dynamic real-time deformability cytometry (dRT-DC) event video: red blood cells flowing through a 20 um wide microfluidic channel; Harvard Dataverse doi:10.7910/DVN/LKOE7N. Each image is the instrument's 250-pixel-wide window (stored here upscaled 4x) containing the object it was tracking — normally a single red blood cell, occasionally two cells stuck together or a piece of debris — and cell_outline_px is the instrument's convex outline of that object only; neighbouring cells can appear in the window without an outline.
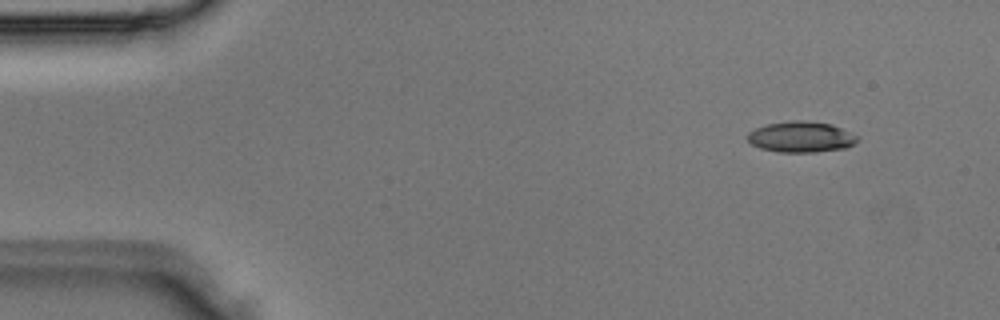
{"species": "Egyptian fruit bat (a non-hibernating species)", "species_latin": "Rousettus aegyptiacus", "temperature_condition": "room temperature", "stored_images_in_passage": 4, "camera_frame_rate_fps": 3000, "um_per_image_px": 0.085, "animal": {"sex": "male"}, "frame": {"image": 1, "passage_image": 1, "time_ms": 0.0, "image_size_px": [1000, 320], "cell_outline_px": [[860, 140], [856, 144], [844, 148], [816, 152], [780, 152], [760, 148], [752, 144], [748, 140], [748, 132], [756, 128], [768, 124], [792, 120], [804, 120], [832, 124], [860, 136]], "centroid_in_image_um": [68.15, 11.63], "position_along_channel_um": 16.9, "area_um2": 19.88}}